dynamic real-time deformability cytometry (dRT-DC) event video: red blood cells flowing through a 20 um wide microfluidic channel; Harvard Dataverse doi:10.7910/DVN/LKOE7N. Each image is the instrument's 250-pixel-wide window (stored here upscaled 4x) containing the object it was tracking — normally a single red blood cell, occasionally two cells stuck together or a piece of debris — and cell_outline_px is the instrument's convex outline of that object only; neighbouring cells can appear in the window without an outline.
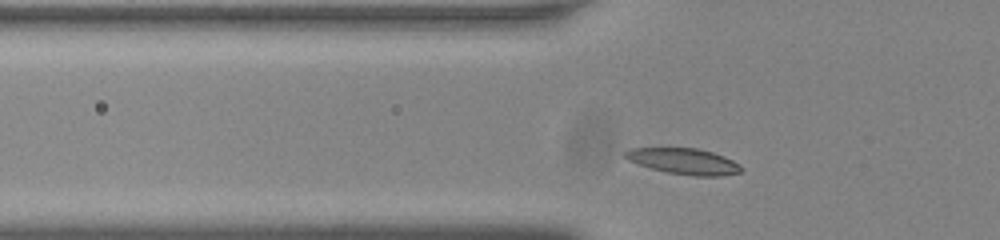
{"species": "common noctule bat (a hibernating species)", "species_latin": "Nyctalus noctula", "temperature_condition": "room temperature", "stored_images_in_passage": 42, "camera_frame_rate_fps": 3000, "um_per_image_px": 0.085, "animal": {"sex": "male", "body_mass_g": 20.0, "forearm_length_mm": 53.3}, "frame": {"image": 1, "passage_image": 13, "time_ms": 4.0, "image_size_px": [1000, 240], "cell_outline_px": [[744, 168], [740, 172], [724, 176], [692, 176], [668, 172], [652, 168], [628, 160], [624, 156], [624, 152], [632, 148], [696, 148], [712, 152], [724, 156], [740, 164]], "centroid_in_image_um": [58.18, 13.71], "position_along_channel_um": 67.6, "area_um2": 17.46}}
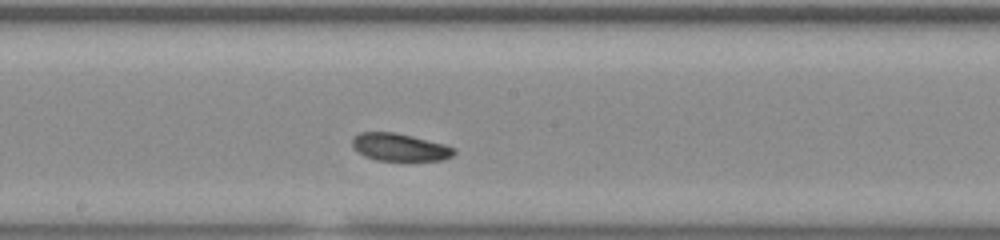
{"frame": {"image": 2, "passage_image": 25, "time_ms": 8.0, "image_size_px": [1000, 240], "cell_outline_px": [[456, 152], [452, 156], [444, 160], [376, 160], [364, 156], [352, 144], [352, 140], [360, 132], [396, 132], [444, 144], [456, 148]], "centroid_in_image_um": [34.02, 12.51], "position_along_channel_um": 214.2, "area_um2": 16.18}}
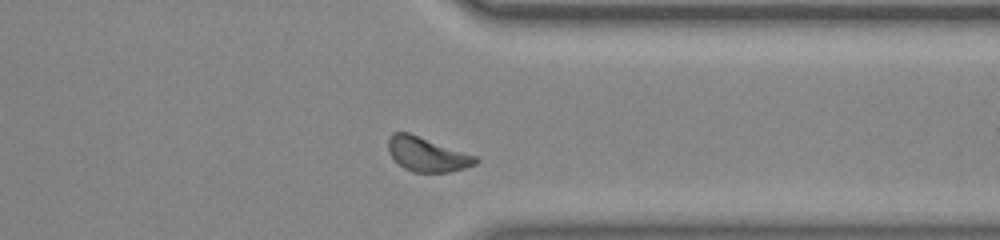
{"frame": {"image": 3, "passage_image": 38, "time_ms": 12.333, "image_size_px": [1000, 240], "cell_outline_px": [[480, 160], [476, 164], [464, 168], [448, 172], [412, 172], [404, 168], [388, 152], [388, 136], [392, 132], [408, 132], [476, 156]], "centroid_in_image_um": [36.28, 13.11], "position_along_channel_um": 375.1, "area_um2": 17.34}, "authors_computed_cell_mechanics": {"area_um2": 16.9065, "velocity_mm_per_s": 3.7263, "shape_relaxation_time_tau1_ms": 0.9236, "shape_relaxation_time_tau2_ms": null, "deformation_change_tau1": 0.0517, "deformation_change_tau2": null}}